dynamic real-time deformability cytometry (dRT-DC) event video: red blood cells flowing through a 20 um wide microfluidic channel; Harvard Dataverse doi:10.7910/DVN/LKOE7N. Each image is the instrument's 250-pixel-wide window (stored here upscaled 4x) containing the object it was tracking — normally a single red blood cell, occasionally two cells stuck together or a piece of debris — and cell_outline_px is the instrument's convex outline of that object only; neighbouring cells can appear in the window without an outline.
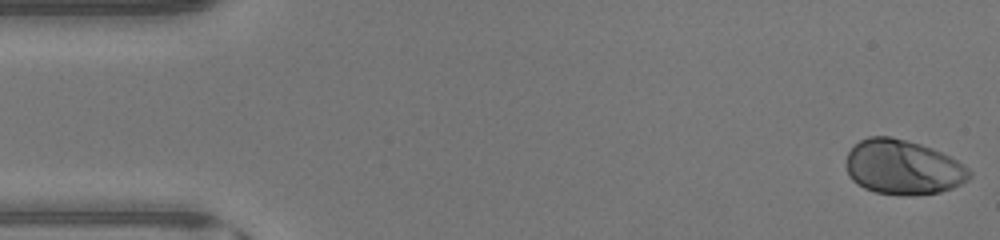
{"species": "human", "species_latin": "Homo sapiens", "temperature_condition": "warm", "stored_images_in_passage": 45, "camera_frame_rate_fps": 3000, "um_per_image_px": 0.085, "donor": {"sex": "male"}, "frame": {"image": 1, "passage_image": 1, "time_ms": 0.0, "image_size_px": [1000, 240], "cell_outline_px": [[972, 176], [968, 180], [952, 188], [940, 192], [908, 196], [904, 196], [876, 192], [864, 188], [856, 184], [848, 176], [848, 152], [860, 140], [868, 136], [888, 136], [920, 144], [932, 148], [964, 164], [972, 172]], "centroid_in_image_um": [76.77, 14.23], "position_along_channel_um": 8.2, "area_um2": 39.19}}
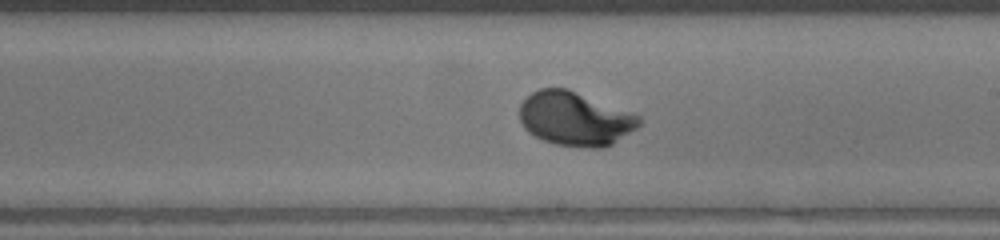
{"frame": {"image": 2, "passage_image": 26, "time_ms": 8.333, "image_size_px": [1000, 240], "cell_outline_px": [[644, 120], [636, 128], [612, 144], [604, 148], [588, 148], [556, 144], [544, 140], [528, 132], [524, 128], [520, 120], [520, 104], [532, 92], [540, 88], [568, 88], [640, 116]], "centroid_in_image_um": [48.88, 10.09], "position_along_channel_um": 240.1, "area_um2": 37.45}}
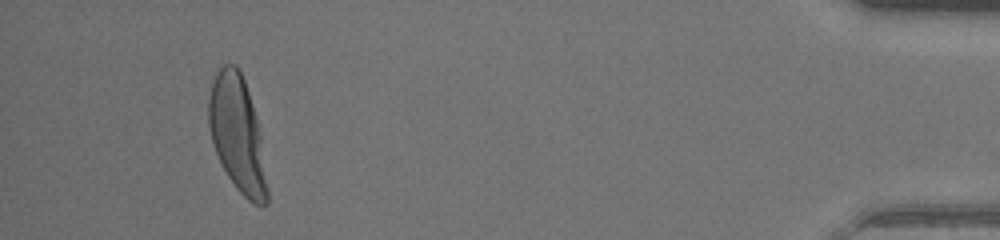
{"frame": {"image": 3, "passage_image": 43, "time_ms": 14.0, "image_size_px": [1000, 240], "cell_outline_px": [[268, 204], [256, 204], [248, 200], [236, 188], [228, 176], [216, 152], [212, 140], [208, 124], [208, 100], [212, 80], [216, 72], [224, 64], [236, 64], [244, 80], [256, 116], [260, 140], [268, 192]], "centroid_in_image_um": [20.15, 11.36], "position_along_channel_um": 415.1, "area_um2": 38.73}, "authors_computed_cell_mechanics": {"area_um2": 37.1076, "velocity_mm_per_s": 4.4411, "shape_relaxation_time_tau1_ms": 2.0195, "shape_relaxation_time_tau2_ms": null, "deformation_change_tau1": 0.178, "deformation_change_tau2": null}}